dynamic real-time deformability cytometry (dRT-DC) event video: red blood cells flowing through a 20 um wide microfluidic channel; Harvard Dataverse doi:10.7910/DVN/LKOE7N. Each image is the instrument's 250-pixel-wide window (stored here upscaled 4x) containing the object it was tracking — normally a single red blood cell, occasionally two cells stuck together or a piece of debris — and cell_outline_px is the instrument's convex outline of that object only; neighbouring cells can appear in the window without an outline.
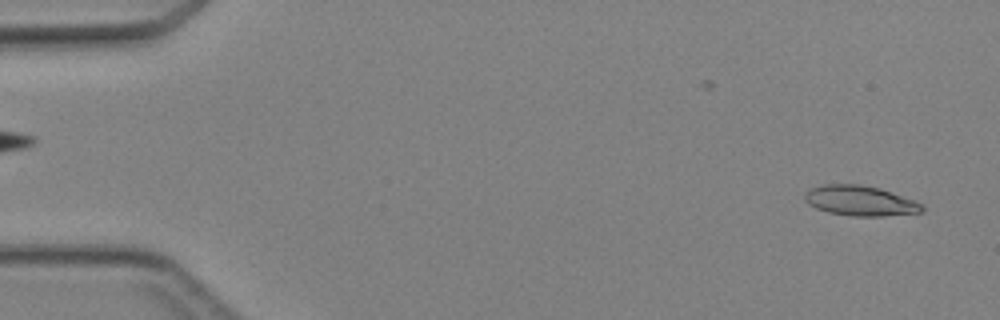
{"species": "Egyptian fruit bat (a non-hibernating species)", "species_latin": "Rousettus aegyptiacus", "temperature_condition": "cold", "stored_images_in_passage": 47, "camera_frame_rate_fps": 3000, "um_per_image_px": 0.085, "animal": {"sex": "female"}, "frame": {"image": 1, "passage_image": 3, "time_ms": 0.667, "image_size_px": [1000, 320], "cell_outline_px": [[924, 212], [884, 216], [852, 216], [828, 212], [816, 208], [808, 204], [804, 200], [804, 192], [812, 188], [824, 184], [860, 184], [880, 188], [912, 200], [920, 204], [924, 208]], "centroid_in_image_um": [73.07, 17.06], "position_along_channel_um": 11.9, "area_um2": 20.52}}
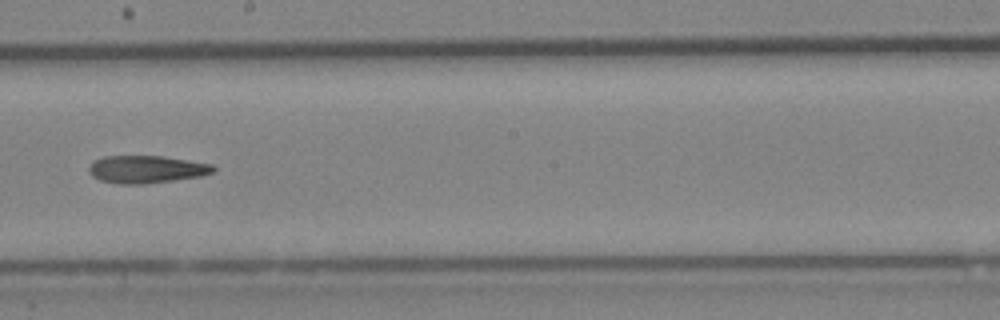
{"frame": {"image": 2, "passage_image": 27, "time_ms": 8.667, "image_size_px": [1000, 320], "cell_outline_px": [[216, 168], [212, 172], [200, 176], [144, 184], [120, 184], [100, 180], [92, 176], [88, 172], [88, 168], [92, 160], [104, 156], [164, 156], [212, 164]], "centroid_in_image_um": [12.39, 14.38], "position_along_channel_um": 235.8, "area_um2": 20.0}}
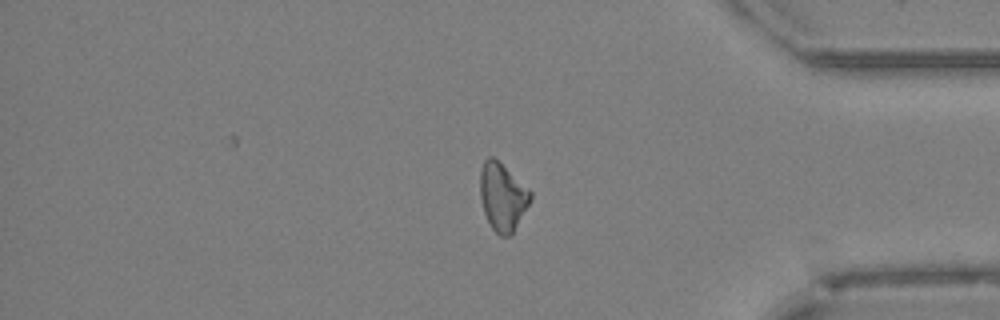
{"frame": {"image": 3, "passage_image": 39, "time_ms": 12.667, "image_size_px": [1000, 320], "cell_outline_px": [[532, 196], [528, 204], [512, 232], [508, 236], [500, 236], [492, 228], [484, 212], [480, 196], [480, 172], [484, 160], [488, 156], [492, 156], [528, 188], [532, 192]], "centroid_in_image_um": [42.69, 16.71], "position_along_channel_um": 392.5, "area_um2": 19.31}}